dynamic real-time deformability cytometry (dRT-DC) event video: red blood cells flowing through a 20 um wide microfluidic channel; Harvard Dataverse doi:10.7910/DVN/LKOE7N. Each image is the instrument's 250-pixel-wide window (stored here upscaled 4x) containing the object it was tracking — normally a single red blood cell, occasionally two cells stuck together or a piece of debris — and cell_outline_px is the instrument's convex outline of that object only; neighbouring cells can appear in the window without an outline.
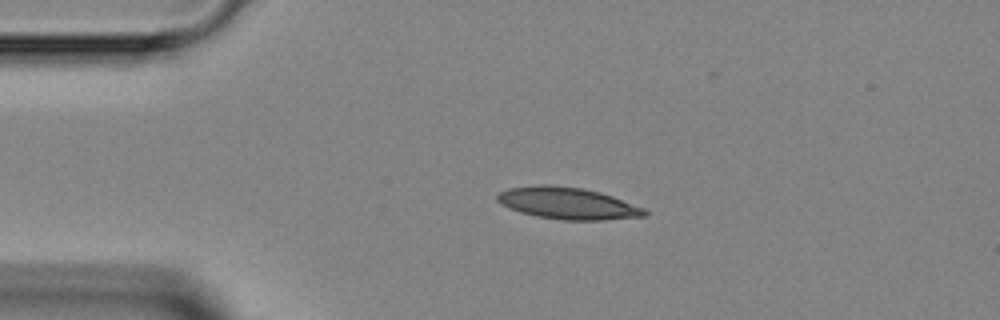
{"species": "Egyptian fruit bat (a non-hibernating species)", "species_latin": "Rousettus aegyptiacus", "temperature_condition": "room temperature", "stored_images_in_passage": 37, "camera_frame_rate_fps": 3000, "um_per_image_px": 0.085, "animal": {"sex": "female"}, "frame": {"image": 1, "passage_image": 1, "time_ms": 0.0, "image_size_px": [1000, 320], "cell_outline_px": [[648, 216], [604, 220], [564, 220], [536, 216], [520, 212], [508, 208], [500, 204], [496, 200], [496, 196], [500, 192], [508, 188], [540, 184], [548, 184], [584, 188], [600, 192], [612, 196], [644, 208], [648, 212]], "centroid_in_image_um": [48.24, 17.28], "position_along_channel_um": 36.8, "area_um2": 27.51}}
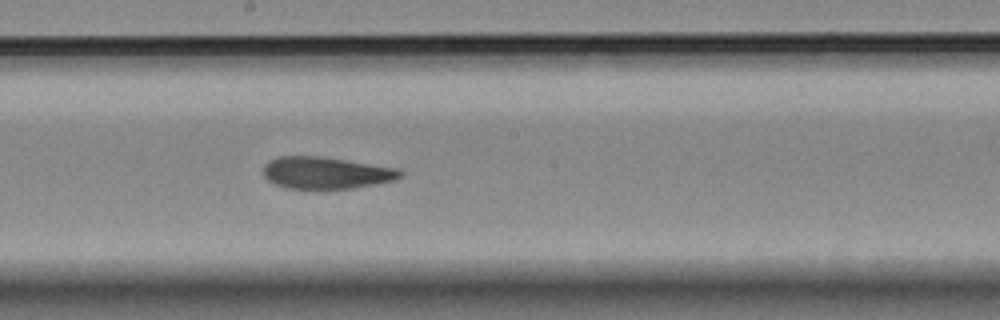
{"frame": {"image": 2, "passage_image": 16, "time_ms": 5.0, "image_size_px": [1000, 320], "cell_outline_px": [[404, 176], [396, 180], [352, 188], [284, 188], [268, 180], [264, 176], [264, 164], [268, 160], [276, 156], [320, 156], [400, 168], [404, 172]], "centroid_in_image_um": [27.74, 14.68], "position_along_channel_um": 220.5, "area_um2": 25.61}}
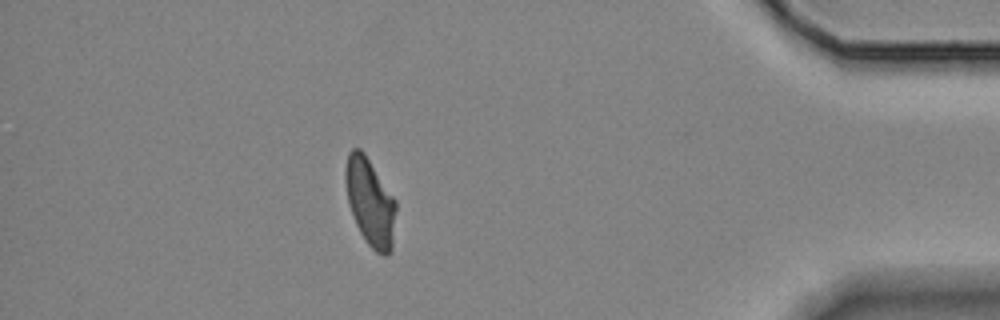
{"frame": {"image": 3, "passage_image": 32, "time_ms": 10.333, "image_size_px": [1000, 320], "cell_outline_px": [[396, 208], [392, 252], [388, 256], [384, 256], [376, 252], [368, 244], [360, 232], [356, 224], [348, 200], [344, 176], [344, 172], [348, 152], [352, 148], [360, 148], [364, 152], [396, 200]], "centroid_in_image_um": [31.47, 17.18], "position_along_channel_um": 403.7, "area_um2": 25.84}}